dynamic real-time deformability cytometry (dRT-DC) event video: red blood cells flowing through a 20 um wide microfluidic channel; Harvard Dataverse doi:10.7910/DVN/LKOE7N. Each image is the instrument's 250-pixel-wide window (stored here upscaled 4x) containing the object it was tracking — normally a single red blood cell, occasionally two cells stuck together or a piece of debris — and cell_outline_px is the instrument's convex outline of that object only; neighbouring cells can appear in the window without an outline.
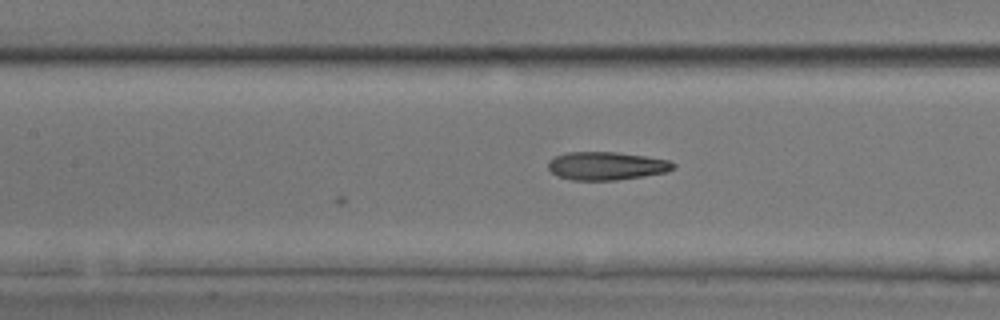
{"species": "common noctule bat (a hibernating species)", "species_latin": "Nyctalus noctula", "temperature_condition": "room temperature", "stored_images_in_passage": 24, "camera_frame_rate_fps": 3000, "um_per_image_px": 0.085, "animal": {"sex": "male", "body_mass_g": 17.9, "forearm_length_mm": 54.2}, "frame": {"image": 1, "passage_image": 24, "time_ms": 7.667, "image_size_px": [1000, 320], "cell_outline_px": [[676, 168], [668, 172], [644, 176], [616, 180], [572, 180], [556, 176], [548, 168], [548, 160], [556, 156], [568, 152], [616, 152], [644, 156], [668, 160], [676, 164]], "centroid_in_image_um": [51.56, 14.1], "position_along_channel_um": 155.8, "area_um2": 20.63}}